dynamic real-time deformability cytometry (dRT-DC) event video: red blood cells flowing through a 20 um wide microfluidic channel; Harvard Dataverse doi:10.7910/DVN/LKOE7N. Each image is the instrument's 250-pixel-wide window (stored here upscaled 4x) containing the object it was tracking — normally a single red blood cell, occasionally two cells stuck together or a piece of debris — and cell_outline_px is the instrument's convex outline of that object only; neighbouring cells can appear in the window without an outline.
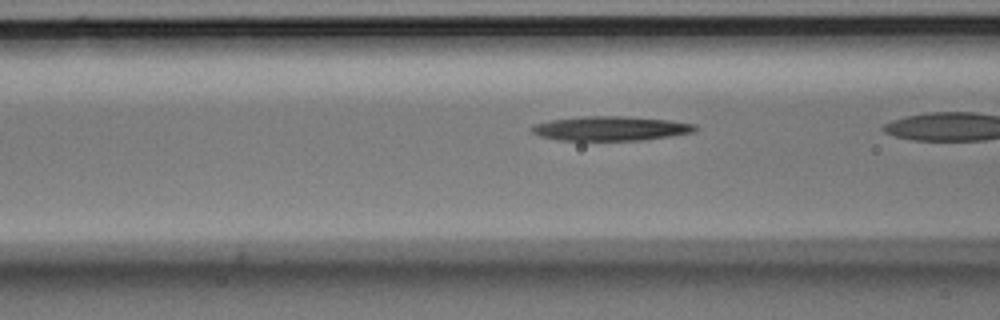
{"species": "Egyptian fruit bat (a non-hibernating species)", "species_latin": "Rousettus aegyptiacus", "temperature_condition": "room temperature", "stored_images_in_passage": 32, "camera_frame_rate_fps": 3000, "um_per_image_px": 0.085, "animal": {"sex": "male"}, "frame": {"image": 1, "passage_image": 11, "time_ms": 3.333, "image_size_px": [1000, 320], "cell_outline_px": [[696, 128], [692, 132], [672, 136], [640, 140], [560, 140], [540, 136], [532, 132], [528, 128], [532, 124], [552, 120], [584, 116], [624, 116], [668, 120], [696, 124]], "centroid_in_image_um": [51.86, 10.91], "position_along_channel_um": 114.7, "area_um2": 23.12}}
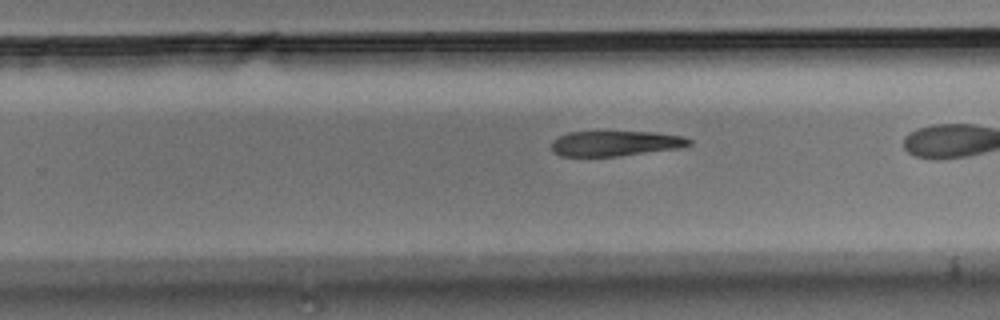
{"frame": {"image": 2, "passage_image": 24, "time_ms": 7.667, "image_size_px": [1000, 320], "cell_outline_px": [[692, 144], [680, 148], [616, 156], [560, 156], [552, 152], [552, 140], [556, 136], [568, 132], [656, 132], [684, 136], [692, 140]], "centroid_in_image_um": [52.29, 12.18], "position_along_channel_um": 277.5, "area_um2": 20.35}}